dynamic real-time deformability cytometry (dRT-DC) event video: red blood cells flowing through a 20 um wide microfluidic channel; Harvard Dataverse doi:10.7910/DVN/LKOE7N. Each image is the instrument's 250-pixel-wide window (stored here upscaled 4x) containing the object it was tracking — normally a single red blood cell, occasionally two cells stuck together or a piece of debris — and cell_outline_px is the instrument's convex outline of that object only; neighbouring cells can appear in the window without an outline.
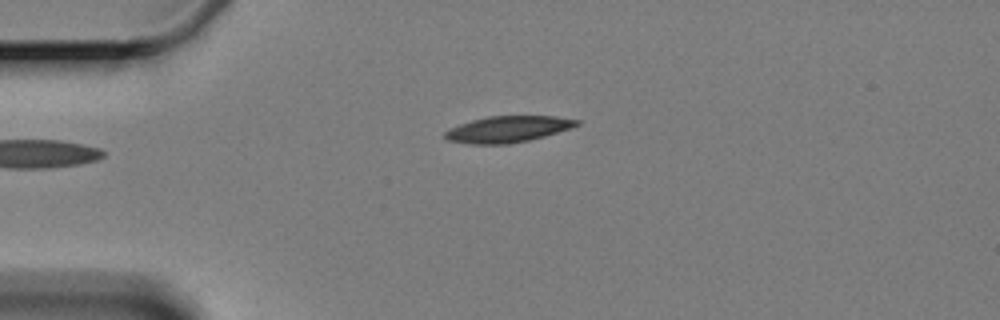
{"species": "Egyptian fruit bat (a non-hibernating species)", "species_latin": "Rousettus aegyptiacus", "temperature_condition": "cold", "stored_images_in_passage": 6, "camera_frame_rate_fps": 3000, "um_per_image_px": 0.085, "animal": {"sex": "female"}, "frame": {"image": 1, "passage_image": 6, "time_ms": 7.0, "image_size_px": [1000, 320], "cell_outline_px": [[580, 124], [544, 136], [528, 140], [508, 144], [468, 144], [448, 140], [444, 136], [444, 132], [460, 124], [472, 120], [488, 116], [556, 116], [580, 120]], "centroid_in_image_um": [43.15, 10.98], "position_along_channel_um": 41.9, "area_um2": 19.94}}